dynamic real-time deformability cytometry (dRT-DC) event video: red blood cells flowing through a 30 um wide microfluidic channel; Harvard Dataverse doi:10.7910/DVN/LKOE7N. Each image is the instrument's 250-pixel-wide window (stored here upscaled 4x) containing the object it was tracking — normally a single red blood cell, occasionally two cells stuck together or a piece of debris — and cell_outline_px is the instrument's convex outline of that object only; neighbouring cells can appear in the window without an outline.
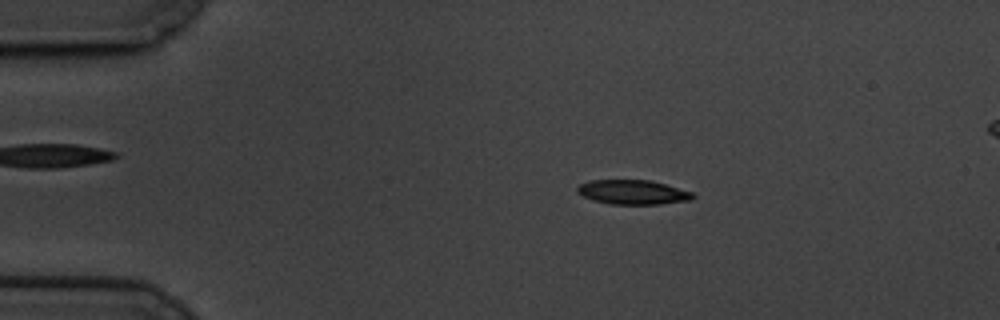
{"species": "common noctule bat (a hibernating species)", "species_latin": "Nyctalus noctula", "temperature_condition": "cold", "stored_images_in_passage": 60, "camera_frame_rate_fps": 3000, "um_per_image_px": 0.085, "animal": {"sex": "male", "body_mass_g": 19.5, "forearm_length_mm": 54.6}, "frame": {"image": 1, "passage_image": 11, "time_ms": 3.333, "image_size_px": [1000, 320], "cell_outline_px": [[696, 196], [692, 200], [660, 204], [612, 204], [592, 200], [576, 192], [576, 188], [580, 184], [588, 180], [652, 180], [692, 192]], "centroid_in_image_um": [53.79, 16.33], "position_along_channel_um": 31.2, "area_um2": 16.53}}
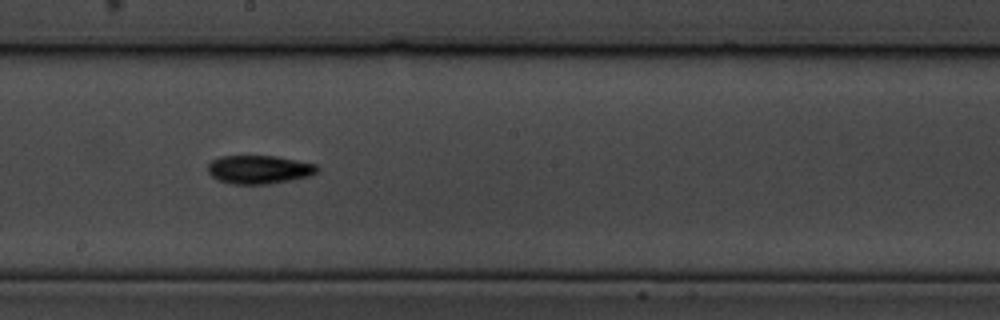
{"frame": {"image": 2, "passage_image": 33, "time_ms": 10.667, "image_size_px": [1000, 320], "cell_outline_px": [[320, 172], [308, 176], [268, 184], [232, 184], [216, 180], [208, 172], [208, 164], [212, 160], [220, 156], [276, 156], [316, 164], [320, 168]], "centroid_in_image_um": [22.02, 14.41], "position_along_channel_um": 226.2, "area_um2": 18.21}}
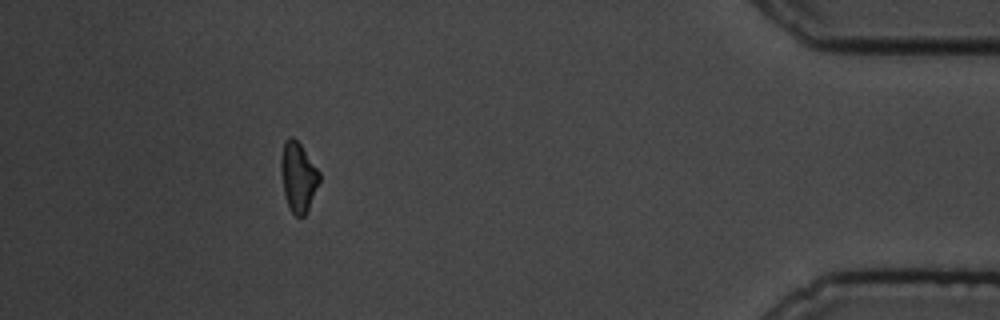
{"frame": {"image": 3, "passage_image": 54, "time_ms": 17.667, "image_size_px": [1000, 320], "cell_outline_px": [[320, 180], [308, 208], [304, 216], [296, 216], [292, 212], [288, 204], [284, 192], [280, 172], [280, 156], [284, 140], [288, 136], [292, 136], [300, 144], [320, 172]], "centroid_in_image_um": [25.32, 14.98], "position_along_channel_um": 409.9, "area_um2": 15.49}, "authors_computed_cell_mechanics": {"area_um2": 16.473, "velocity_mm_per_s": 3.3574, "shape_relaxation_time_tau1_ms": 4.1551, "shape_relaxation_time_tau2_ms": null, "deformation_change_tau1": 0.1149, "deformation_change_tau2": null}}